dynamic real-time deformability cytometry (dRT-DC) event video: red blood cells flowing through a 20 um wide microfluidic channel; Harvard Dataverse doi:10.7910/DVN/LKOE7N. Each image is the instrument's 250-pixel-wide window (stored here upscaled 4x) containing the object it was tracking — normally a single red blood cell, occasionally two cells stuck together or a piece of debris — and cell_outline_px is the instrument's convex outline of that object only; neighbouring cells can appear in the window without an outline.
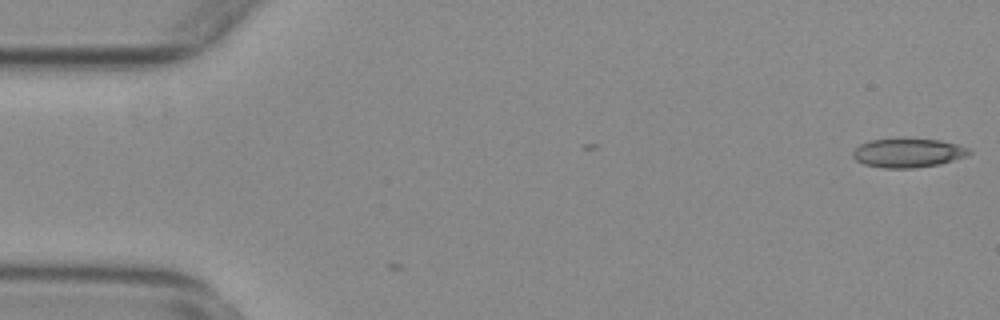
{"species": "common noctule bat (a hibernating species)", "species_latin": "Nyctalus noctula", "temperature_condition": "warm", "stored_images_in_passage": 4, "camera_frame_rate_fps": 3000, "um_per_image_px": 0.085, "animal": {"sex": "female", "body_mass_g": 29.2, "forearm_length_mm": 56.3}, "frame": {"image": 1, "passage_image": 4, "time_ms": 1.0, "image_size_px": [1000, 320], "cell_outline_px": [[972, 152], [964, 156], [940, 164], [912, 168], [884, 168], [864, 164], [856, 160], [852, 156], [852, 152], [860, 144], [872, 140], [940, 140], [956, 144], [968, 148]], "centroid_in_image_um": [77.15, 13.02], "position_along_channel_um": 7.8, "area_um2": 19.07}}